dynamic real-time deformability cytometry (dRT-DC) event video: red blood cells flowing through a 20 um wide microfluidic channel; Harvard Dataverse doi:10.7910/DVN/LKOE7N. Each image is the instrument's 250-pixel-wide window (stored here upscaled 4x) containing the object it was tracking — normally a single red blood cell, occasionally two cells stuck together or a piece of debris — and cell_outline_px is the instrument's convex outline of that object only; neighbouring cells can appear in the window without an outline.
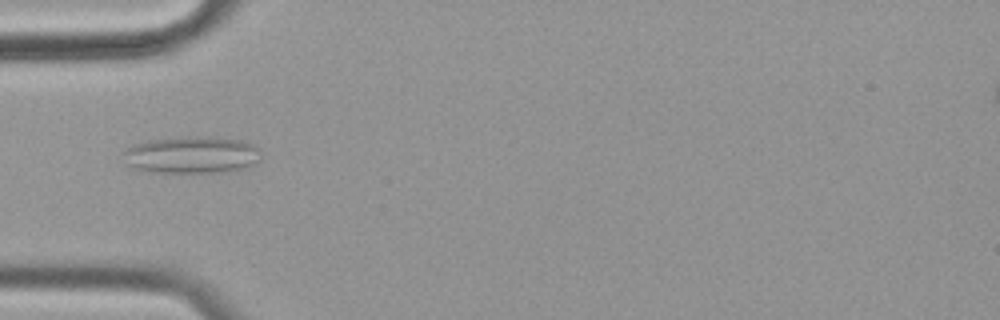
{"species": "common noctule bat (a hibernating species)", "species_latin": "Nyctalus noctula", "temperature_condition": "cold", "stored_images_in_passage": 5, "camera_frame_rate_fps": 3000, "um_per_image_px": 0.085, "animal": {"sex": "female", "body_mass_g": 19.9}, "frame": {"image": 1, "passage_image": 1, "time_ms": 0.0, "image_size_px": [1000, 320], "cell_outline_px": [[260, 160], [248, 168], [220, 172], [152, 172], [132, 168], [124, 164], [120, 152], [124, 148], [148, 140], [188, 136], [212, 136], [240, 140], [252, 144], [256, 148]], "centroid_in_image_um": [16.21, 13.16], "position_along_channel_um": 68.8, "area_um2": 30.17}}